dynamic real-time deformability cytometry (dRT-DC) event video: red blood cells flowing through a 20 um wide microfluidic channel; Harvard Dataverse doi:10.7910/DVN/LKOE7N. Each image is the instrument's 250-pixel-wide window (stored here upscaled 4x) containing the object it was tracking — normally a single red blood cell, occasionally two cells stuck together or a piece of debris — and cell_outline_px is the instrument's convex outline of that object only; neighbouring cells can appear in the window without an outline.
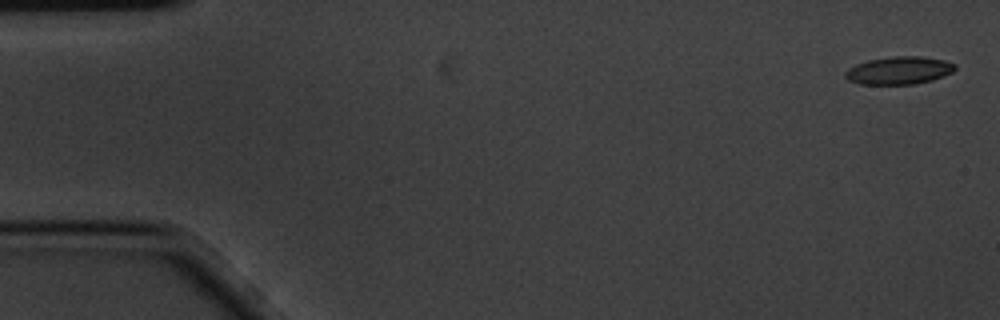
{"species": "common noctule bat (a hibernating species)", "species_latin": "Nyctalus noctula", "temperature_condition": "cold", "stored_images_in_passage": 6, "camera_frame_rate_fps": 3000, "um_per_image_px": 0.085, "animal": {"sex": "male", "body_mass_g": 20.1, "forearm_length_mm": 53.5}, "frame": {"image": 1, "passage_image": 1, "time_ms": 0.0, "image_size_px": [1000, 320], "cell_outline_px": [[956, 68], [952, 72], [944, 76], [932, 80], [916, 84], [860, 84], [848, 80], [844, 76], [844, 72], [848, 68], [856, 64], [868, 60], [892, 56], [920, 56], [944, 60], [956, 64]], "centroid_in_image_um": [76.41, 5.99], "position_along_channel_um": 8.6, "area_um2": 17.86}}
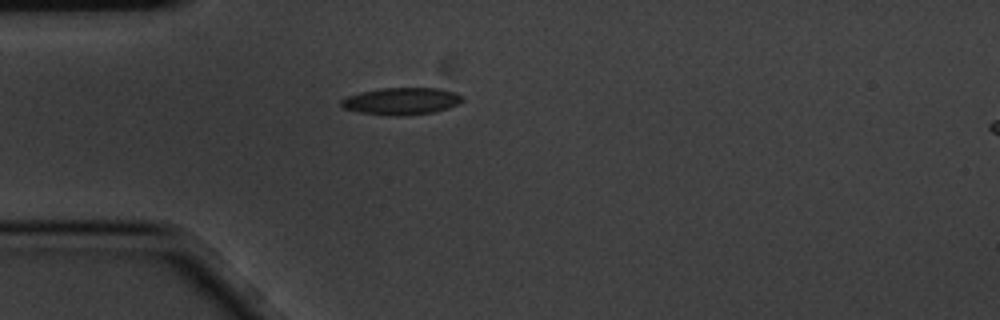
{"frame": {"image": 2, "passage_image": 5, "time_ms": 1.333, "image_size_px": [1000, 320], "cell_outline_px": [[464, 100], [460, 104], [448, 108], [432, 112], [404, 116], [388, 116], [360, 112], [344, 108], [340, 104], [340, 100], [348, 96], [360, 92], [380, 88], [440, 88], [456, 92], [464, 96]], "centroid_in_image_um": [34.16, 8.59], "position_along_channel_um": 50.8, "area_um2": 19.36}}